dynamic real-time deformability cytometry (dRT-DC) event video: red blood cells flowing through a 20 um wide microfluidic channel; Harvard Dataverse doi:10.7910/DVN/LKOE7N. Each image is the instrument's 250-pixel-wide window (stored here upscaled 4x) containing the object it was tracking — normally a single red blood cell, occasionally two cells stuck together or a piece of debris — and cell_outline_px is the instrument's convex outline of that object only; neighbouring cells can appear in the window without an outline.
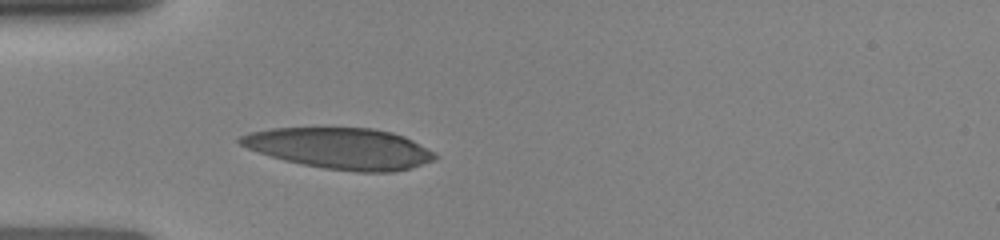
{"species": "human", "species_latin": "Homo sapiens", "temperature_condition": "room temperature", "stored_images_in_passage": 6, "camera_frame_rate_fps": 3000, "um_per_image_px": 0.085, "donor": {"sex": "female"}, "frame": {"image": 1, "passage_image": 1, "time_ms": 0.0, "image_size_px": [1000, 240], "cell_outline_px": [[440, 156], [436, 160], [408, 168], [392, 172], [356, 172], [324, 168], [284, 160], [248, 148], [240, 144], [236, 140], [240, 136], [252, 132], [272, 128], [372, 128], [392, 132], [404, 136], [436, 152]], "centroid_in_image_um": [28.97, 12.61], "position_along_channel_um": 56.0, "area_um2": 46.41}}
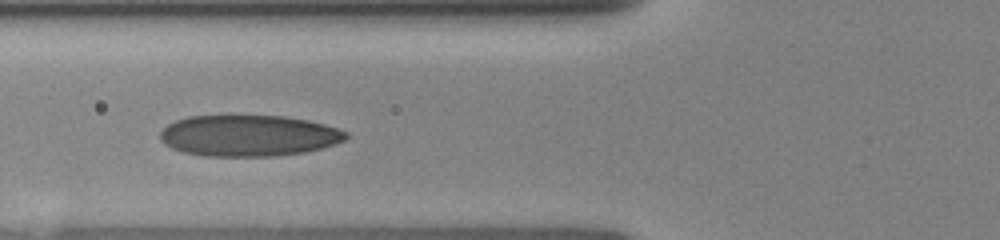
{"frame": {"image": 2, "passage_image": 4, "time_ms": 1.333, "image_size_px": [1000, 240], "cell_outline_px": [[348, 136], [344, 140], [320, 148], [304, 152], [272, 156], [204, 156], [184, 152], [172, 148], [164, 144], [160, 140], [160, 132], [168, 124], [176, 120], [188, 116], [232, 112], [284, 116], [308, 120], [324, 124], [348, 132]], "centroid_in_image_um": [21.07, 11.47], "position_along_channel_um": 104.7, "area_um2": 45.84}}